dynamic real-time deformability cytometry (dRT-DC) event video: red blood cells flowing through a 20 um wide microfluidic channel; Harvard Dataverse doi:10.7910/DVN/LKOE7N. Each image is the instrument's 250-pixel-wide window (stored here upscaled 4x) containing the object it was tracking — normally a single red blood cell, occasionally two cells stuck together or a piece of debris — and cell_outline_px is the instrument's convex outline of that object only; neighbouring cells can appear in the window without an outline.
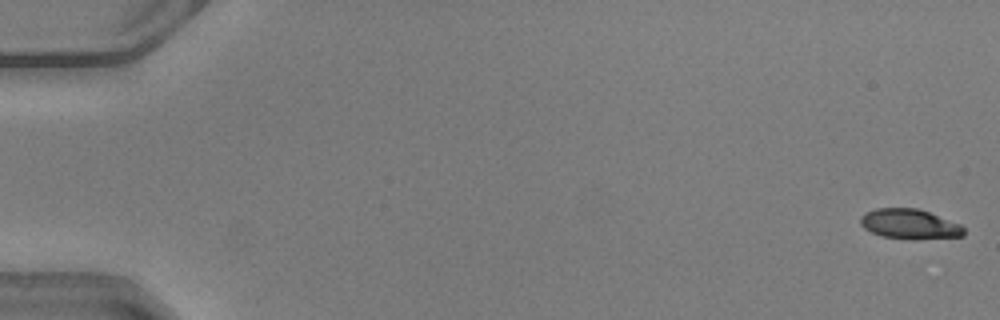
{"species": "common noctule bat (a hibernating species)", "species_latin": "Nyctalus noctula", "temperature_condition": "warm", "stored_images_in_passage": 35, "camera_frame_rate_fps": 3000, "um_per_image_px": 0.085, "animal": {"sex": "male", "body_mass_g": 20.5, "forearm_length_mm": 52.5}, "frame": {"image": 1, "passage_image": 1, "time_ms": 0.0, "image_size_px": [1000, 320], "cell_outline_px": [[964, 236], [916, 240], [880, 236], [864, 228], [860, 224], [860, 216], [876, 208], [916, 208], [928, 212], [960, 224], [964, 228]], "centroid_in_image_um": [77.31, 19.06], "position_along_channel_um": 7.7, "area_um2": 18.03}}
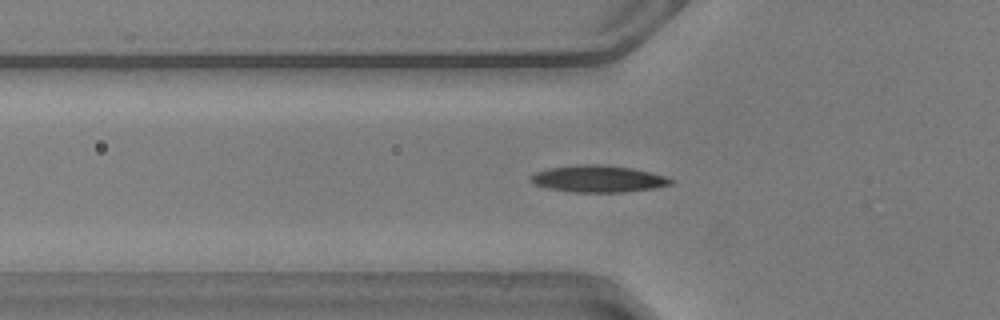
{"frame": {"image": 2, "passage_image": 18, "time_ms": 5.667, "image_size_px": [1000, 320], "cell_outline_px": [[676, 180], [672, 184], [652, 188], [624, 192], [572, 192], [548, 188], [532, 184], [528, 176], [536, 172], [548, 168], [576, 164], [608, 164], [632, 168], [668, 176]], "centroid_in_image_um": [50.84, 15.18], "position_along_channel_um": 75.0, "area_um2": 22.25}}
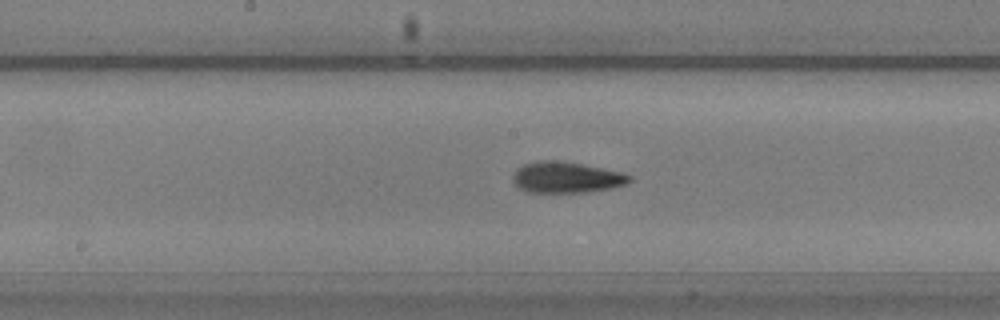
{"frame": {"image": 3, "passage_image": 27, "time_ms": 8.667, "image_size_px": [1000, 320], "cell_outline_px": [[632, 180], [628, 184], [612, 188], [584, 192], [528, 192], [520, 188], [512, 180], [512, 176], [516, 168], [524, 164], [540, 160], [556, 160], [580, 164], [620, 172], [632, 176]], "centroid_in_image_um": [48.13, 15.08], "position_along_channel_um": 200.1, "area_um2": 20.98}}